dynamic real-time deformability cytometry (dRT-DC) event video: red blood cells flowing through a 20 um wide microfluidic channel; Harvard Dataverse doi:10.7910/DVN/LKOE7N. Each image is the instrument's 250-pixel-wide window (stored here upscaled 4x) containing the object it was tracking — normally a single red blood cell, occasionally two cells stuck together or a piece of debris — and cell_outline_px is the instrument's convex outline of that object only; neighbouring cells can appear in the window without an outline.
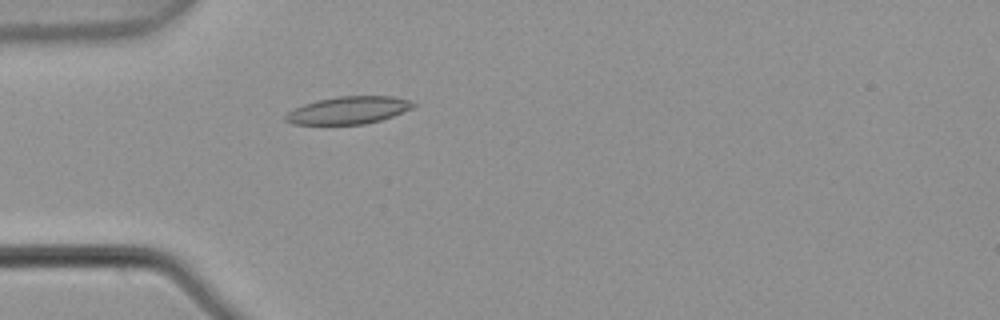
{"species": "common noctule bat (a hibernating species)", "species_latin": "Nyctalus noctula", "temperature_condition": "warm", "stored_images_in_passage": 2, "camera_frame_rate_fps": 3000, "um_per_image_px": 0.085, "animal": {"sex": "male", "body_mass_g": 21.5, "forearm_length_mm": 52.0}, "frame": {"image": 1, "passage_image": 2, "time_ms": 0.333, "image_size_px": [1000, 320], "cell_outline_px": [[416, 104], [412, 108], [392, 116], [380, 120], [364, 124], [292, 124], [284, 120], [284, 116], [288, 112], [304, 104], [316, 100], [336, 96], [392, 96], [412, 100]], "centroid_in_image_um": [29.62, 9.36], "position_along_channel_um": 55.4, "area_um2": 20.4}}